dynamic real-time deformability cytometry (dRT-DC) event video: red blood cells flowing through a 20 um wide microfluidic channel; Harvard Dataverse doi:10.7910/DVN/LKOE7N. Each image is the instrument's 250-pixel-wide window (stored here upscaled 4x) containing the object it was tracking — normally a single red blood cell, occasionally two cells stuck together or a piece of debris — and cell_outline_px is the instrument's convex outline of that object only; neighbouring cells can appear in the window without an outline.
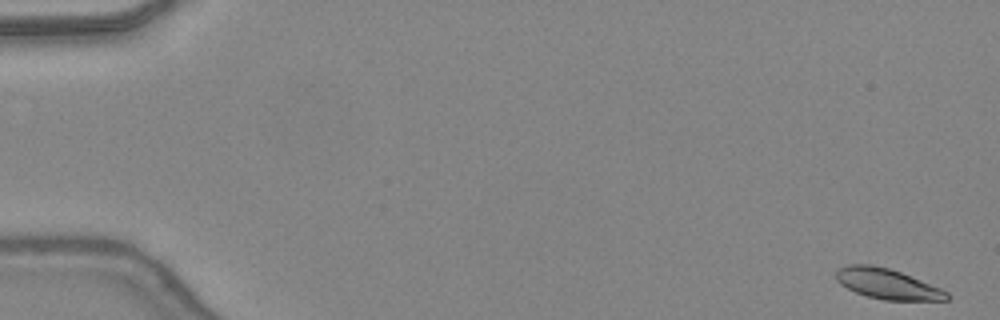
{"species": "common noctule bat (a hibernating species)", "species_latin": "Nyctalus noctula", "temperature_condition": "warm", "stored_images_in_passage": 48, "camera_frame_rate_fps": 3000, "um_per_image_px": 0.085, "animal": {"sex": "female", "body_mass_g": 24.6, "forearm_length_mm": 56.2}, "frame": {"image": 1, "passage_image": 1, "time_ms": 0.0, "image_size_px": [1000, 320], "cell_outline_px": [[948, 300], [884, 300], [868, 296], [856, 292], [840, 284], [836, 280], [836, 268], [848, 264], [872, 264], [888, 268], [900, 272], [940, 288], [948, 292]], "centroid_in_image_um": [75.37, 24.11], "position_along_channel_um": 9.6, "area_um2": 19.42}}
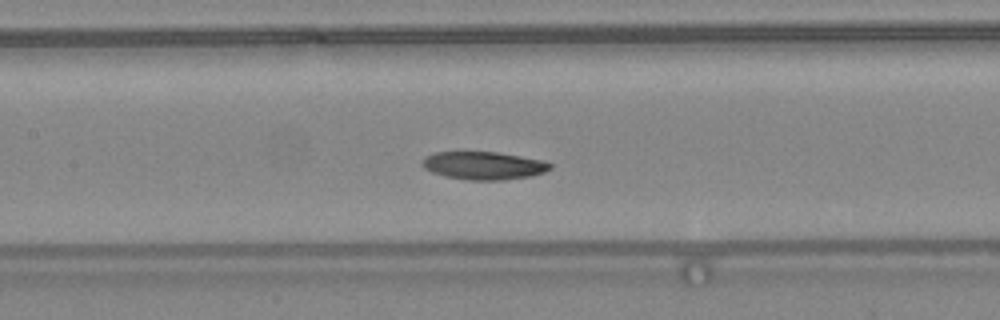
{"frame": {"image": 2, "passage_image": 23, "time_ms": 7.333, "image_size_px": [1000, 320], "cell_outline_px": [[552, 168], [544, 172], [528, 176], [504, 180], [468, 180], [444, 176], [432, 172], [424, 168], [420, 164], [420, 160], [424, 156], [436, 152], [496, 152], [520, 156], [540, 160], [552, 164]], "centroid_in_image_um": [41.04, 14.07], "position_along_channel_um": 166.4, "area_um2": 20.81}}
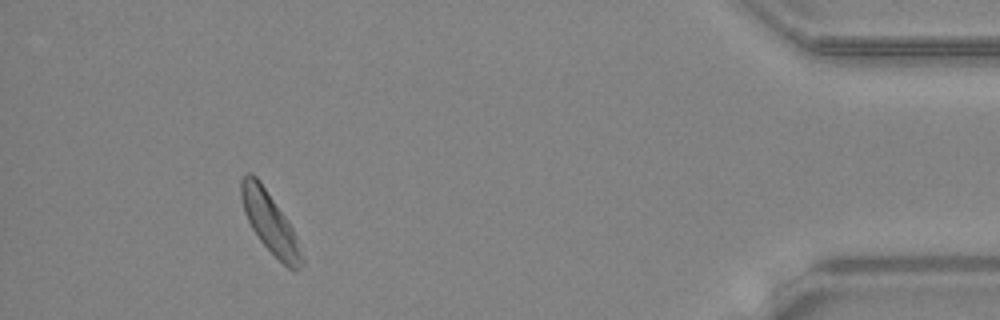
{"frame": {"image": 3, "passage_image": 44, "time_ms": 14.333, "image_size_px": [1000, 320], "cell_outline_px": [[304, 264], [296, 272], [292, 272], [260, 240], [252, 228], [244, 212], [240, 196], [240, 180], [248, 172], [252, 172], [260, 180], [288, 220], [292, 228], [304, 260]], "centroid_in_image_um": [22.93, 18.89], "position_along_channel_um": 412.3, "area_um2": 21.27}, "authors_computed_cell_mechanics": {"area_um2": 20.9525, "velocity_mm_per_s": 4.3489, "shape_relaxation_time_tau1_ms": 3.3563, "shape_relaxation_time_tau2_ms": 8.8817, "deformation_change_tau1": 0.1103, "deformation_change_tau2": 0.1788}}